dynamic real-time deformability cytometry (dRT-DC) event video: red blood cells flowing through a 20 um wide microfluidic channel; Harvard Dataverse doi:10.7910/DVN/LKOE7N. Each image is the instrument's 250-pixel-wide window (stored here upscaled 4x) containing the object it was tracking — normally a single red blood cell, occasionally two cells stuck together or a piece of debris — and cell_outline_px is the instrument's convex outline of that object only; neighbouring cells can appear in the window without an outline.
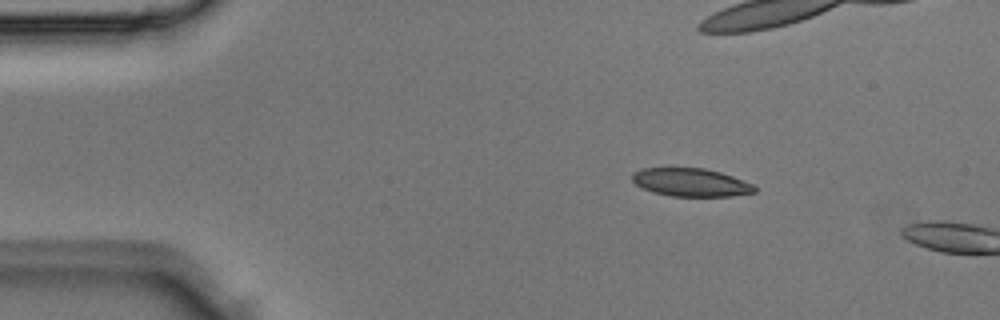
{"species": "Egyptian fruit bat (a non-hibernating species)", "species_latin": "Rousettus aegyptiacus", "temperature_condition": "room temperature", "stored_images_in_passage": 2, "camera_frame_rate_fps": 3000, "um_per_image_px": 0.085, "animal": {"sex": "male"}, "frame": {"image": 1, "passage_image": 1, "time_ms": 0.0, "image_size_px": [1000, 320], "cell_outline_px": [[756, 192], [732, 196], [672, 196], [652, 192], [636, 184], [632, 180], [632, 172], [640, 168], [704, 168], [720, 172], [732, 176], [752, 184], [756, 188]], "centroid_in_image_um": [58.7, 15.5], "position_along_channel_um": 26.3, "area_um2": 20.0}}